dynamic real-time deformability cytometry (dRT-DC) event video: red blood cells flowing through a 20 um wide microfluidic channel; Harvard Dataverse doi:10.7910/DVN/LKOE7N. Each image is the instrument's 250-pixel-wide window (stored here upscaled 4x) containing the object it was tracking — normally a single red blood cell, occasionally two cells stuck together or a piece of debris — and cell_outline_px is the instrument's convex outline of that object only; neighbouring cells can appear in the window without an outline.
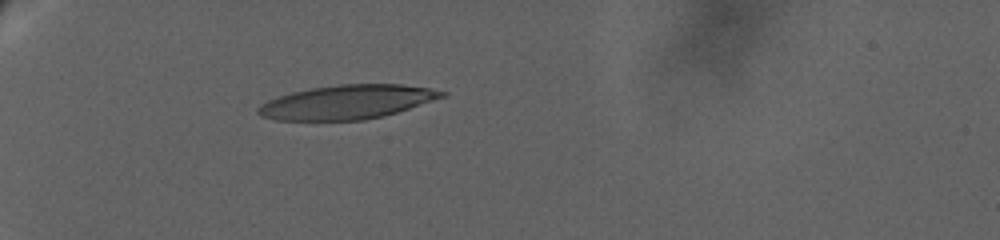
{"species": "human", "species_latin": "Homo sapiens", "temperature_condition": "warm", "stored_images_in_passage": 5, "camera_frame_rate_fps": 3000, "um_per_image_px": 0.085, "donor": {"sex": "female"}, "frame": {"image": 1, "passage_image": 1, "time_ms": 0.0, "image_size_px": [1000, 240], "cell_outline_px": [[448, 96], [384, 116], [364, 120], [276, 120], [260, 116], [256, 112], [256, 108], [260, 104], [276, 96], [292, 92], [312, 88], [340, 84], [404, 84], [428, 88], [448, 92]], "centroid_in_image_um": [29.5, 8.67], "position_along_channel_um": 55.5, "area_um2": 36.65}}
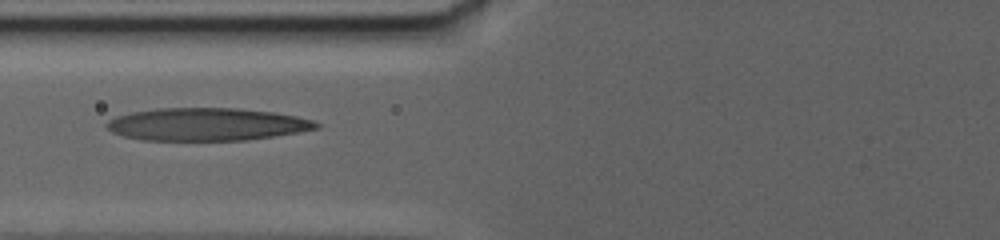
{"frame": {"image": 2, "passage_image": 4, "time_ms": 3.0, "image_size_px": [1000, 240], "cell_outline_px": [[320, 128], [300, 132], [248, 140], [140, 140], [124, 136], [112, 132], [104, 124], [108, 120], [116, 116], [132, 112], [156, 108], [240, 108], [276, 112], [296, 116], [312, 120], [320, 124]], "centroid_in_image_um": [17.59, 10.56], "position_along_channel_um": 108.2, "area_um2": 40.17}}